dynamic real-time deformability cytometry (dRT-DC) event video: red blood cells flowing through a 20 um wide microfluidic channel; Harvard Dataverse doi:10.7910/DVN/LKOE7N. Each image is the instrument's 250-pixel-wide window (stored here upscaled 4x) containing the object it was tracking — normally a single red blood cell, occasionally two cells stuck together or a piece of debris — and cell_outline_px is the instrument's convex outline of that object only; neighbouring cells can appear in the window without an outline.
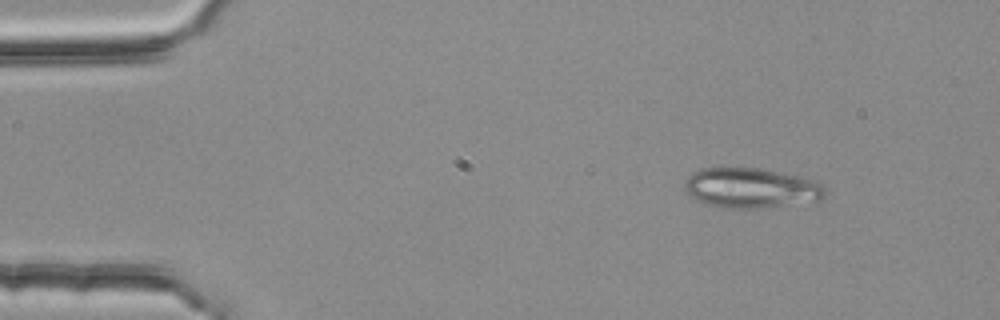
{"species": "common noctule bat (a hibernating species)", "species_latin": "Nyctalus noctula", "temperature_condition": "room temperature", "stored_images_in_passage": 3, "camera_frame_rate_fps": 3000, "um_per_image_px": 0.085, "animal": {"sex": "female", "body_mass_g": 25.1}, "frame": {"image": 1, "passage_image": 1, "time_ms": 0.0, "image_size_px": [1000, 320], "cell_outline_px": [[828, 192], [820, 200], [748, 208], [736, 208], [708, 204], [692, 196], [684, 188], [684, 184], [688, 176], [692, 172], [700, 168], [760, 168], [796, 176], [812, 180], [824, 184]], "centroid_in_image_um": [63.84, 15.95], "position_along_channel_um": 21.2, "area_um2": 31.96}}